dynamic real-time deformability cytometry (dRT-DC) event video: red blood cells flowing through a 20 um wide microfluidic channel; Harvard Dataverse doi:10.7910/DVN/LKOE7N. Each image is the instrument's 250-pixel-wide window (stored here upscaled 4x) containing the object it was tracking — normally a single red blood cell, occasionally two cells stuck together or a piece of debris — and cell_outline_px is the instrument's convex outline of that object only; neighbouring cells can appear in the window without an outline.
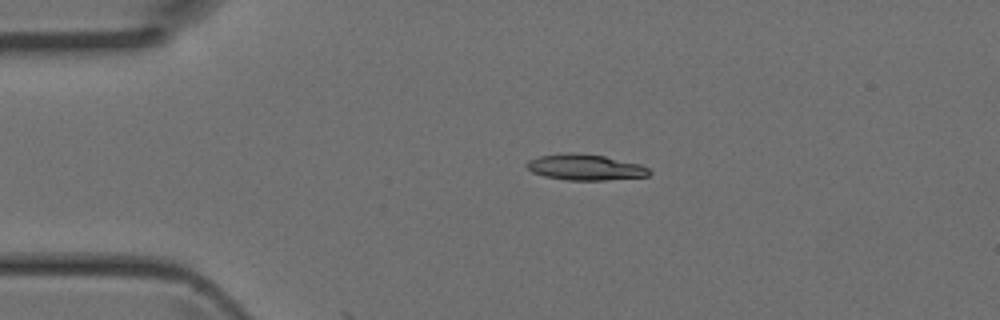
{"species": "Egyptian fruit bat (a non-hibernating species)", "species_latin": "Rousettus aegyptiacus", "temperature_condition": "room temperature", "stored_images_in_passage": 2, "camera_frame_rate_fps": 3000, "um_per_image_px": 0.085, "animal": {"sex": "female"}, "frame": {"image": 1, "passage_image": 1, "time_ms": 0.0, "image_size_px": [1000, 320], "cell_outline_px": [[652, 172], [648, 176], [604, 180], [568, 180], [544, 176], [532, 172], [524, 164], [528, 160], [540, 156], [568, 152], [572, 152], [604, 156], [640, 164], [648, 168]], "centroid_in_image_um": [49.73, 14.21], "position_along_channel_um": 35.3, "area_um2": 18.44}}